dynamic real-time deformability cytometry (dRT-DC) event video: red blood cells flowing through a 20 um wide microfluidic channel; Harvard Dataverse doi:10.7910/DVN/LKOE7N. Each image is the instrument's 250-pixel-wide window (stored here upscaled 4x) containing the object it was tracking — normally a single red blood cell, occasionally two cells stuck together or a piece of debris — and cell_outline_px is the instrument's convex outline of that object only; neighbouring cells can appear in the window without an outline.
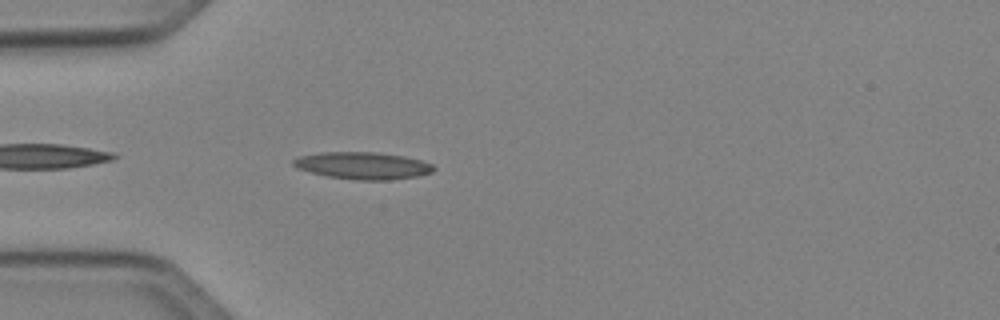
{"species": "Egyptian fruit bat (a non-hibernating species)", "species_latin": "Rousettus aegyptiacus", "temperature_condition": "cold", "stored_images_in_passage": 38, "camera_frame_rate_fps": 3000, "um_per_image_px": 0.085, "animal": {"sex": "female"}, "frame": {"image": 1, "passage_image": 3, "time_ms": 0.667, "image_size_px": [1000, 320], "cell_outline_px": [[436, 168], [432, 172], [420, 176], [388, 180], [356, 180], [328, 176], [296, 168], [292, 164], [292, 160], [300, 156], [320, 152], [376, 152], [404, 156], [420, 160], [432, 164]], "centroid_in_image_um": [30.86, 14.07], "position_along_channel_um": 54.1, "area_um2": 22.2}}
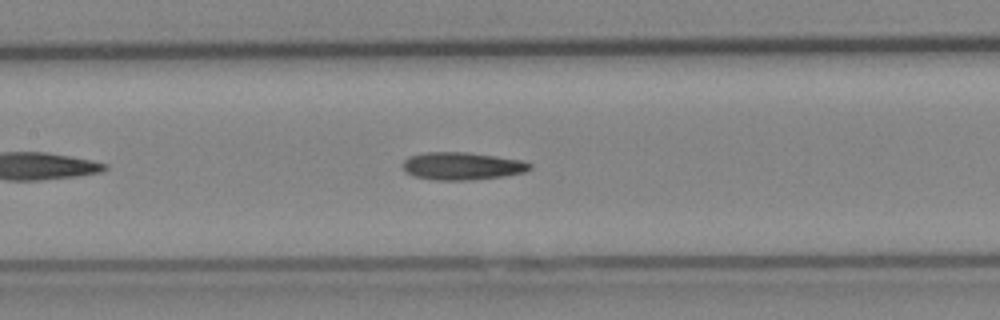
{"frame": {"image": 2, "passage_image": 12, "time_ms": 3.667, "image_size_px": [1000, 320], "cell_outline_px": [[532, 168], [524, 172], [504, 176], [468, 180], [436, 180], [412, 176], [400, 164], [408, 156], [424, 152], [468, 152], [524, 160], [532, 164]], "centroid_in_image_um": [39.27, 14.1], "position_along_channel_um": 168.1, "area_um2": 20.63}}
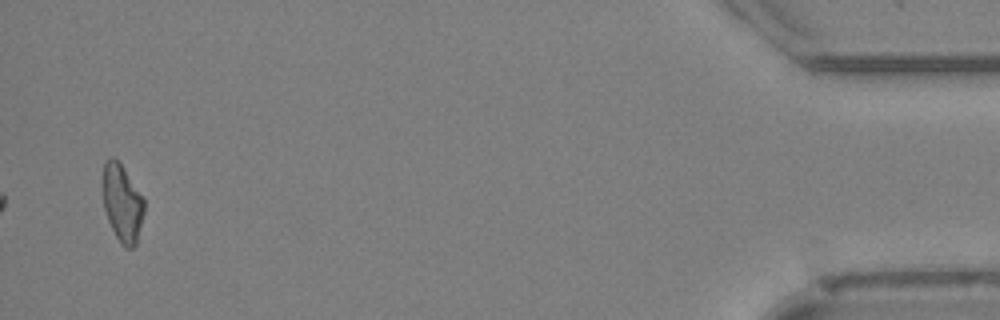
{"frame": {"image": 3, "passage_image": 37, "time_ms": 12.0, "image_size_px": [1000, 320], "cell_outline_px": [[144, 212], [136, 244], [132, 248], [124, 248], [120, 244], [108, 220], [104, 208], [100, 184], [104, 160], [112, 156], [120, 164], [144, 196]], "centroid_in_image_um": [10.35, 17.23], "position_along_channel_um": 424.8, "area_um2": 19.13}}